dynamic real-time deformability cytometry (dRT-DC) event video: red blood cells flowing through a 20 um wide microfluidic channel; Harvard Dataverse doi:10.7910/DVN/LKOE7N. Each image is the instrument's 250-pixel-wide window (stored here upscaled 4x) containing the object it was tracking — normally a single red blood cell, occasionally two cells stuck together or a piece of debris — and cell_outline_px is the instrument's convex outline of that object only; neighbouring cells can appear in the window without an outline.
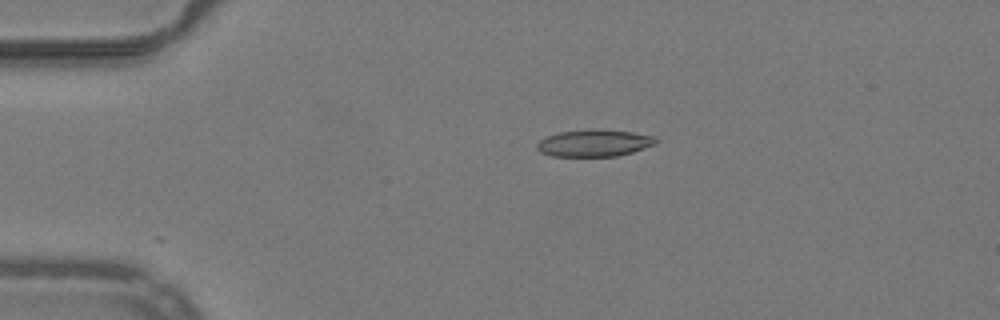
{"species": "common noctule bat (a hibernating species)", "species_latin": "Nyctalus noctula", "temperature_condition": "warm", "stored_images_in_passage": 16, "camera_frame_rate_fps": 3000, "um_per_image_px": 0.085, "animal": {"sex": "male", "body_mass_g": 19.2, "forearm_length_mm": 51.8}, "frame": {"image": 1, "passage_image": 1, "time_ms": 0.0, "image_size_px": [1000, 320], "cell_outline_px": [[656, 144], [632, 152], [616, 156], [552, 156], [540, 152], [536, 148], [536, 144], [540, 140], [548, 136], [560, 132], [592, 128], [596, 128], [632, 132], [652, 136], [656, 140]], "centroid_in_image_um": [50.48, 12.15], "position_along_channel_um": 34.5, "area_um2": 18.67}}
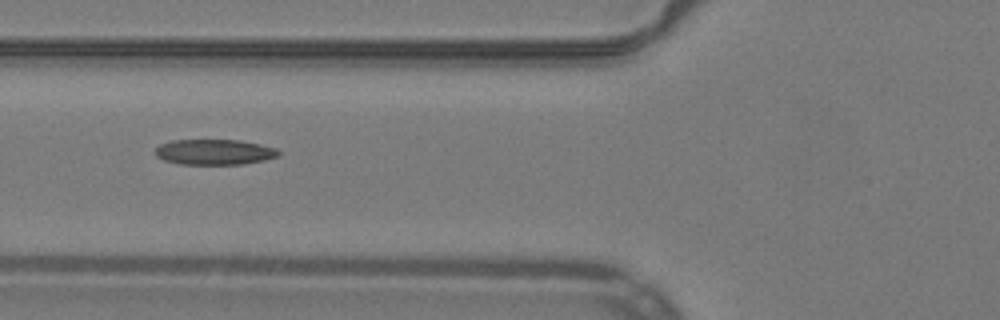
{"frame": {"image": 2, "passage_image": 10, "time_ms": 3.0, "image_size_px": [1000, 320], "cell_outline_px": [[280, 156], [264, 160], [244, 164], [180, 164], [164, 160], [156, 156], [156, 148], [160, 144], [172, 140], [240, 140], [260, 144], [276, 148], [280, 152]], "centroid_in_image_um": [18.25, 12.92], "position_along_channel_um": 107.6, "area_um2": 18.32}}
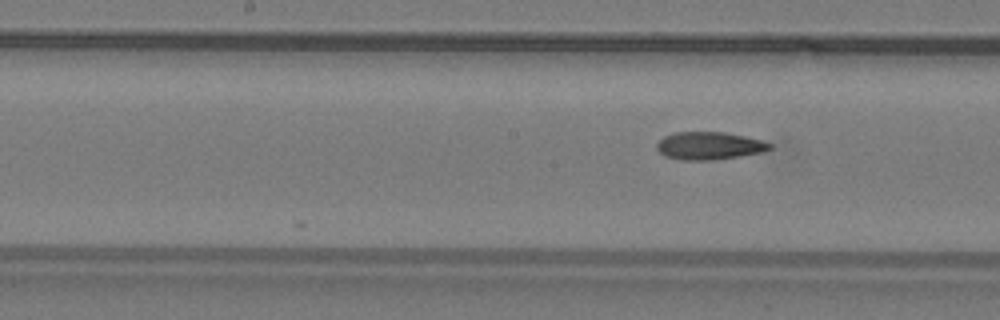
{"frame": {"image": 3, "passage_image": 16, "time_ms": 5.0, "image_size_px": [1000, 320], "cell_outline_px": [[772, 148], [764, 152], [740, 156], [712, 160], [680, 160], [664, 156], [656, 148], [656, 144], [664, 136], [676, 132], [724, 132], [744, 136], [760, 140], [772, 144]], "centroid_in_image_um": [60.27, 12.39], "position_along_channel_um": 187.9, "area_um2": 18.26}}